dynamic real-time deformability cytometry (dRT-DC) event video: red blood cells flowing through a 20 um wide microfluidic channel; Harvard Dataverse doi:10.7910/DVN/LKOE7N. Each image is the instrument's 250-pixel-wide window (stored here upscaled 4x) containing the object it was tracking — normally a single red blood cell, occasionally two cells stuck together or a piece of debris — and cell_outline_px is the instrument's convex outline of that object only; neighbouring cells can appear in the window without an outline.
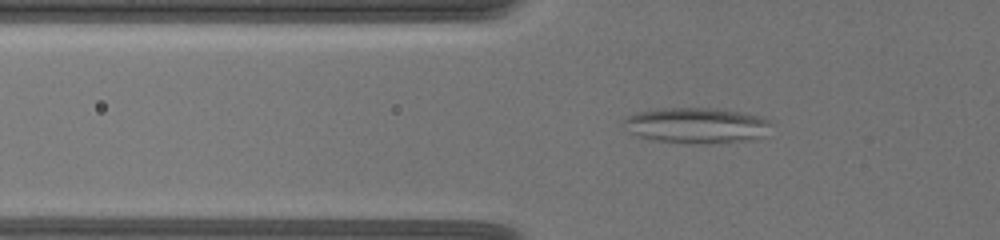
{"species": "common noctule bat (a hibernating species)", "species_latin": "Nyctalus noctula", "temperature_condition": "warm", "stored_images_in_passage": 65, "camera_frame_rate_fps": 3000, "um_per_image_px": 0.085, "animal": {"sex": "female", "body_mass_g": 19.5, "forearm_length_mm": 54.1}, "frame": {"image": 1, "passage_image": 26, "time_ms": 8.333, "image_size_px": [1000, 240], "cell_outline_px": [[772, 124], [764, 136], [752, 140], [704, 144], [684, 144], [652, 140], [632, 136], [628, 132], [624, 120], [628, 116], [636, 112], [660, 108], [712, 108], [740, 112], [760, 116], [768, 120]], "centroid_in_image_um": [59.18, 10.68], "position_along_channel_um": 66.6, "area_um2": 31.1}}
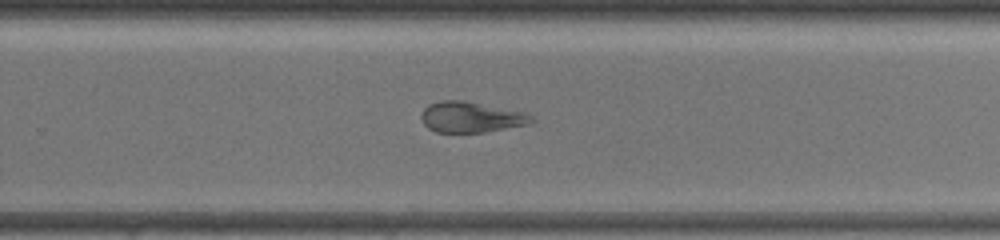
{"frame": {"image": 2, "passage_image": 46, "time_ms": 15.0, "image_size_px": [1000, 240], "cell_outline_px": [[536, 120], [532, 124], [484, 132], [436, 132], [428, 128], [424, 124], [420, 116], [424, 108], [428, 104], [440, 100], [460, 100], [520, 112], [532, 116]], "centroid_in_image_um": [40.0, 9.97], "position_along_channel_um": 289.8, "area_um2": 19.48}}
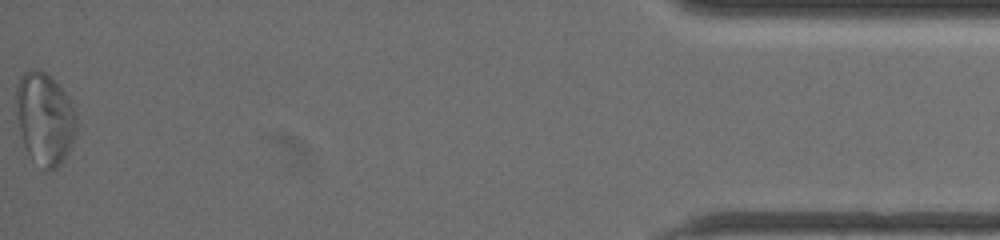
{"frame": {"image": 3, "passage_image": 65, "time_ms": 21.333, "image_size_px": [1000, 240], "cell_outline_px": [[76, 136], [68, 152], [60, 164], [56, 168], [48, 172], [44, 172], [28, 152], [24, 144], [20, 132], [16, 100], [16, 84], [20, 76], [24, 72], [32, 68], [44, 72], [68, 96], [76, 112]], "centroid_in_image_um": [3.81, 10.1], "position_along_channel_um": 431.4, "area_um2": 32.25}, "authors_computed_cell_mechanics": {"area_um2": 28.1486, "velocity_mm_per_s": 3.4586, "shape_relaxation_time_tau1_ms": null, "shape_relaxation_time_tau2_ms": 1.813, "deformation_change_tau1": null, "deformation_change_tau2": 0.0885}}